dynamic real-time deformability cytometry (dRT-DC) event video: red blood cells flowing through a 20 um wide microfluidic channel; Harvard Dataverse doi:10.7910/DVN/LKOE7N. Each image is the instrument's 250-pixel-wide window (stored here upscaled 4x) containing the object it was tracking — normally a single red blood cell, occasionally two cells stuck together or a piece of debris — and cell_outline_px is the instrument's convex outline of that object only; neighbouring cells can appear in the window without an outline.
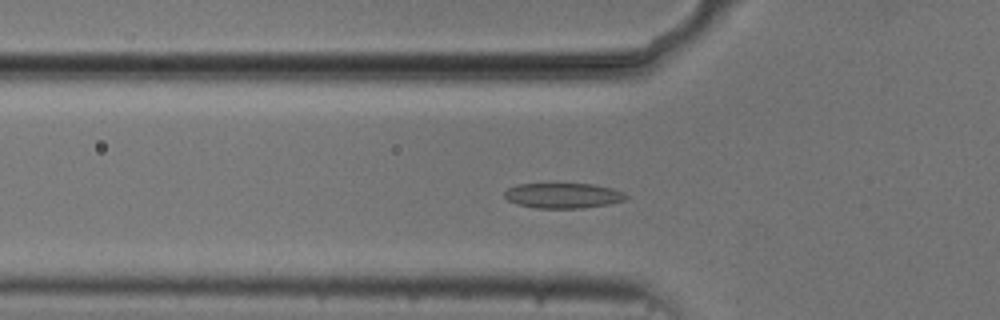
{"species": "common noctule bat (a hibernating species)", "species_latin": "Nyctalus noctula", "temperature_condition": "cold", "stored_images_in_passage": 31, "camera_frame_rate_fps": 3000, "um_per_image_px": 0.085, "animal": {"sex": "male", "body_mass_g": 20.5, "forearm_length_mm": 52.5}, "frame": {"image": 1, "passage_image": 8, "time_ms": 2.333, "image_size_px": [1000, 320], "cell_outline_px": [[628, 196], [624, 200], [608, 204], [584, 208], [536, 208], [516, 204], [508, 200], [504, 196], [504, 192], [508, 188], [516, 184], [596, 184], [612, 188], [624, 192]], "centroid_in_image_um": [47.86, 16.62], "position_along_channel_um": 77.9, "area_um2": 17.92}}
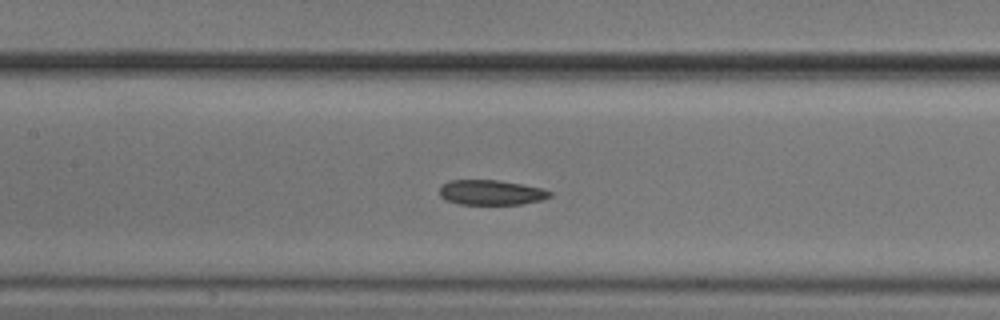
{"frame": {"image": 2, "passage_image": 15, "time_ms": 4.667, "image_size_px": [1000, 320], "cell_outline_px": [[552, 196], [540, 200], [520, 204], [460, 204], [448, 200], [440, 196], [440, 188], [448, 180], [500, 180], [544, 188], [552, 192]], "centroid_in_image_um": [41.78, 16.35], "position_along_channel_um": 165.6, "area_um2": 16.01}}
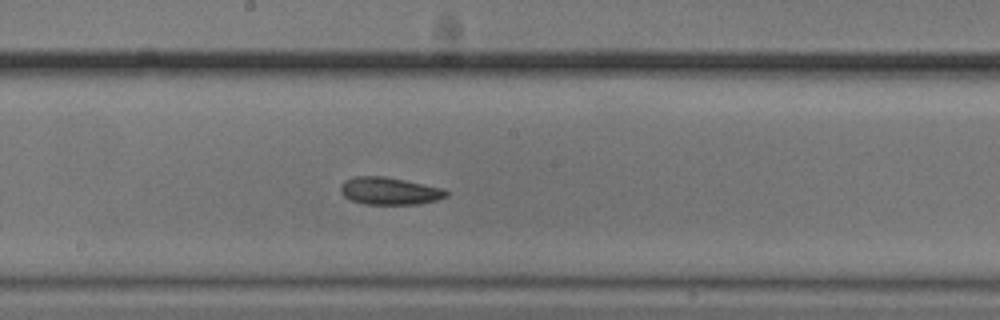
{"frame": {"image": 3, "passage_image": 19, "time_ms": 6.0, "image_size_px": [1000, 320], "cell_outline_px": [[448, 196], [436, 200], [420, 204], [364, 204], [352, 200], [344, 196], [340, 192], [340, 184], [344, 180], [356, 176], [384, 176], [444, 188], [448, 192]], "centroid_in_image_um": [33.1, 16.23], "position_along_channel_um": 215.1, "area_um2": 16.94}}